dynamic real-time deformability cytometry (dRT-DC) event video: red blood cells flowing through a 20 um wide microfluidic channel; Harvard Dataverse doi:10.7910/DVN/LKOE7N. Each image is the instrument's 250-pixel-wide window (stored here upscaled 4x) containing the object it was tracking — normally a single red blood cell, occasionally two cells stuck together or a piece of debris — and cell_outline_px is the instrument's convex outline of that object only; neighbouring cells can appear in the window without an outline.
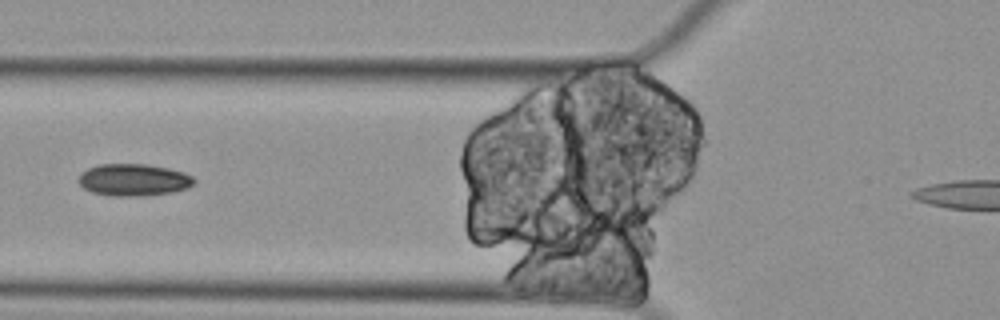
{"species": "Egyptian fruit bat (a non-hibernating species)", "species_latin": "Rousettus aegyptiacus", "temperature_condition": "cold", "stored_images_in_passage": 7, "segment_of_instrument_passage": [1, 2], "camera_frame_rate_fps": 3000, "um_per_image_px": 0.085, "animal": {"sex": "female"}, "frame": {"image": 1, "passage_image": 5, "time_ms": 1.333, "image_size_px": [1000, 320], "cell_outline_px": [[196, 180], [188, 188], [172, 192], [144, 196], [112, 196], [92, 192], [84, 188], [76, 180], [88, 168], [100, 164], [148, 164], [168, 168], [184, 172], [192, 176]], "centroid_in_image_um": [11.37, 15.29], "position_along_channel_um": 114.4, "area_um2": 21.62}}
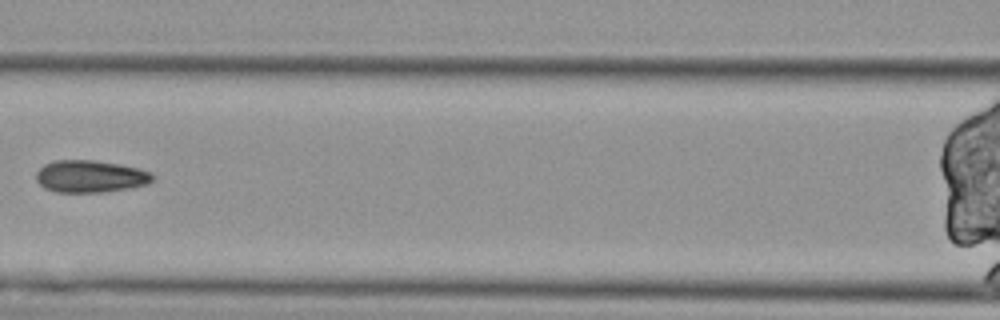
{"frame": {"image": 2, "passage_image": 6, "time_ms": 1.667, "image_size_px": [1000, 320], "cell_outline_px": [[152, 180], [148, 184], [128, 188], [104, 192], [56, 192], [44, 188], [36, 180], [36, 172], [44, 164], [52, 160], [96, 160], [120, 164], [140, 168], [152, 172]], "centroid_in_image_um": [7.67, 14.98], "position_along_channel_um": 158.9, "area_um2": 22.02}}